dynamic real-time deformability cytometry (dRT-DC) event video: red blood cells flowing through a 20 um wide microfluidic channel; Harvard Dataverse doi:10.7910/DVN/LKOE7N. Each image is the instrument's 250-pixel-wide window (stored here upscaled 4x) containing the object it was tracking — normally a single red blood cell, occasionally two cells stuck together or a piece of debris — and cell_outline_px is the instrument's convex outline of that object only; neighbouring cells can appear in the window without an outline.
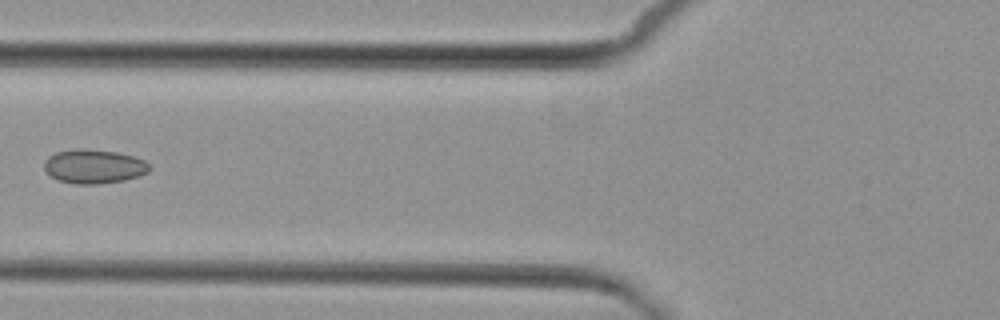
{"species": "common noctule bat (a hibernating species)", "species_latin": "Nyctalus noctula", "temperature_condition": "cold", "stored_images_in_passage": 6, "camera_frame_rate_fps": 3000, "um_per_image_px": 0.085, "animal": {"sex": "female", "body_mass_g": 29.2, "forearm_length_mm": 56.3}, "frame": {"image": 1, "passage_image": 5, "time_ms": 5.667, "image_size_px": [1000, 320], "cell_outline_px": [[152, 168], [148, 172], [124, 180], [96, 184], [76, 184], [60, 180], [52, 176], [44, 168], [44, 160], [48, 156], [56, 152], [76, 148], [84, 148], [116, 152], [132, 156], [144, 160]], "centroid_in_image_um": [7.97, 14.13], "position_along_channel_um": 117.8, "area_um2": 20.75}}
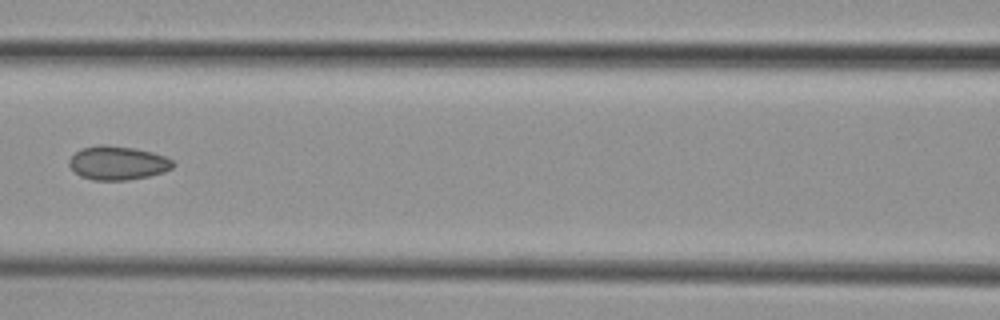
{"frame": {"image": 2, "passage_image": 6, "time_ms": 6.667, "image_size_px": [1000, 320], "cell_outline_px": [[176, 164], [172, 168], [164, 172], [148, 176], [128, 180], [92, 180], [80, 176], [68, 164], [68, 160], [80, 148], [96, 144], [104, 144], [136, 148], [152, 152], [164, 156], [172, 160]], "centroid_in_image_um": [10.0, 13.84], "position_along_channel_um": 156.6, "area_um2": 20.63}}